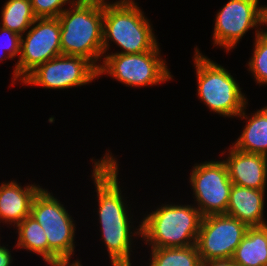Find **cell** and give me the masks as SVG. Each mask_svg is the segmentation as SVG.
Returning a JSON list of instances; mask_svg holds the SVG:
<instances>
[{
  "label": "cell",
  "instance_id": "1",
  "mask_svg": "<svg viewBox=\"0 0 267 266\" xmlns=\"http://www.w3.org/2000/svg\"><path fill=\"white\" fill-rule=\"evenodd\" d=\"M117 160L109 150L98 160L92 158L91 178L96 187L101 238L104 239L102 242L109 254L111 266H132L131 245L134 244L133 238H141V224L138 228L132 226L133 215L129 213V204L123 198L118 181Z\"/></svg>",
  "mask_w": 267,
  "mask_h": 266
},
{
  "label": "cell",
  "instance_id": "2",
  "mask_svg": "<svg viewBox=\"0 0 267 266\" xmlns=\"http://www.w3.org/2000/svg\"><path fill=\"white\" fill-rule=\"evenodd\" d=\"M58 19L62 55L86 58L99 69L104 53L103 0H78L66 8Z\"/></svg>",
  "mask_w": 267,
  "mask_h": 266
},
{
  "label": "cell",
  "instance_id": "3",
  "mask_svg": "<svg viewBox=\"0 0 267 266\" xmlns=\"http://www.w3.org/2000/svg\"><path fill=\"white\" fill-rule=\"evenodd\" d=\"M137 4L135 0H116L114 3L103 0L104 53L109 51L112 42L122 49L114 53L160 50L151 22Z\"/></svg>",
  "mask_w": 267,
  "mask_h": 266
},
{
  "label": "cell",
  "instance_id": "4",
  "mask_svg": "<svg viewBox=\"0 0 267 266\" xmlns=\"http://www.w3.org/2000/svg\"><path fill=\"white\" fill-rule=\"evenodd\" d=\"M161 205L140 221L144 244L150 248L196 245L203 218L199 209L194 204Z\"/></svg>",
  "mask_w": 267,
  "mask_h": 266
},
{
  "label": "cell",
  "instance_id": "5",
  "mask_svg": "<svg viewBox=\"0 0 267 266\" xmlns=\"http://www.w3.org/2000/svg\"><path fill=\"white\" fill-rule=\"evenodd\" d=\"M194 53L198 99L214 114L237 117L248 103L237 80L226 68L203 55L198 47Z\"/></svg>",
  "mask_w": 267,
  "mask_h": 266
},
{
  "label": "cell",
  "instance_id": "6",
  "mask_svg": "<svg viewBox=\"0 0 267 266\" xmlns=\"http://www.w3.org/2000/svg\"><path fill=\"white\" fill-rule=\"evenodd\" d=\"M62 202L48 189L35 195L30 216L44 229L48 241V262L70 261L75 250L76 223Z\"/></svg>",
  "mask_w": 267,
  "mask_h": 266
},
{
  "label": "cell",
  "instance_id": "7",
  "mask_svg": "<svg viewBox=\"0 0 267 266\" xmlns=\"http://www.w3.org/2000/svg\"><path fill=\"white\" fill-rule=\"evenodd\" d=\"M161 50L143 53H103V61L98 69V77L109 75L127 87H149L172 80L166 60Z\"/></svg>",
  "mask_w": 267,
  "mask_h": 266
},
{
  "label": "cell",
  "instance_id": "8",
  "mask_svg": "<svg viewBox=\"0 0 267 266\" xmlns=\"http://www.w3.org/2000/svg\"><path fill=\"white\" fill-rule=\"evenodd\" d=\"M23 35L20 56L13 68L12 85L17 81L22 82L37 66L62 55L61 26L58 17L36 18Z\"/></svg>",
  "mask_w": 267,
  "mask_h": 266
},
{
  "label": "cell",
  "instance_id": "9",
  "mask_svg": "<svg viewBox=\"0 0 267 266\" xmlns=\"http://www.w3.org/2000/svg\"><path fill=\"white\" fill-rule=\"evenodd\" d=\"M265 15L266 6L259 5V0H229L215 16L213 46L229 53L249 29L255 28L256 37L264 31L259 26L265 25Z\"/></svg>",
  "mask_w": 267,
  "mask_h": 266
},
{
  "label": "cell",
  "instance_id": "10",
  "mask_svg": "<svg viewBox=\"0 0 267 266\" xmlns=\"http://www.w3.org/2000/svg\"><path fill=\"white\" fill-rule=\"evenodd\" d=\"M189 176L193 199L196 201L194 204L201 215L206 217L226 214L233 183L223 159L197 163Z\"/></svg>",
  "mask_w": 267,
  "mask_h": 266
},
{
  "label": "cell",
  "instance_id": "11",
  "mask_svg": "<svg viewBox=\"0 0 267 266\" xmlns=\"http://www.w3.org/2000/svg\"><path fill=\"white\" fill-rule=\"evenodd\" d=\"M98 78V69L86 58L60 55L37 66L22 83L63 90L87 85Z\"/></svg>",
  "mask_w": 267,
  "mask_h": 266
},
{
  "label": "cell",
  "instance_id": "12",
  "mask_svg": "<svg viewBox=\"0 0 267 266\" xmlns=\"http://www.w3.org/2000/svg\"><path fill=\"white\" fill-rule=\"evenodd\" d=\"M249 227L227 214L202 218L196 246L202 263L232 258Z\"/></svg>",
  "mask_w": 267,
  "mask_h": 266
},
{
  "label": "cell",
  "instance_id": "13",
  "mask_svg": "<svg viewBox=\"0 0 267 266\" xmlns=\"http://www.w3.org/2000/svg\"><path fill=\"white\" fill-rule=\"evenodd\" d=\"M227 151L228 156L223 161L231 182L241 187L266 190L267 156L245 153L232 145Z\"/></svg>",
  "mask_w": 267,
  "mask_h": 266
},
{
  "label": "cell",
  "instance_id": "14",
  "mask_svg": "<svg viewBox=\"0 0 267 266\" xmlns=\"http://www.w3.org/2000/svg\"><path fill=\"white\" fill-rule=\"evenodd\" d=\"M42 188L35 183L22 186L16 180L0 184V221L16 227L30 215L35 195Z\"/></svg>",
  "mask_w": 267,
  "mask_h": 266
},
{
  "label": "cell",
  "instance_id": "15",
  "mask_svg": "<svg viewBox=\"0 0 267 266\" xmlns=\"http://www.w3.org/2000/svg\"><path fill=\"white\" fill-rule=\"evenodd\" d=\"M266 191L234 185L230 191L226 214L238 219L248 227L267 225L264 218Z\"/></svg>",
  "mask_w": 267,
  "mask_h": 266
},
{
  "label": "cell",
  "instance_id": "16",
  "mask_svg": "<svg viewBox=\"0 0 267 266\" xmlns=\"http://www.w3.org/2000/svg\"><path fill=\"white\" fill-rule=\"evenodd\" d=\"M237 116L241 120L246 119V125L238 139L232 146L245 153H253L267 156V106L258 109L255 113L247 115L246 109Z\"/></svg>",
  "mask_w": 267,
  "mask_h": 266
},
{
  "label": "cell",
  "instance_id": "17",
  "mask_svg": "<svg viewBox=\"0 0 267 266\" xmlns=\"http://www.w3.org/2000/svg\"><path fill=\"white\" fill-rule=\"evenodd\" d=\"M231 259L237 266H267V225L249 227Z\"/></svg>",
  "mask_w": 267,
  "mask_h": 266
},
{
  "label": "cell",
  "instance_id": "18",
  "mask_svg": "<svg viewBox=\"0 0 267 266\" xmlns=\"http://www.w3.org/2000/svg\"><path fill=\"white\" fill-rule=\"evenodd\" d=\"M15 228L17 229L18 238L14 247L37 254L47 263L48 241L41 225L29 215Z\"/></svg>",
  "mask_w": 267,
  "mask_h": 266
},
{
  "label": "cell",
  "instance_id": "19",
  "mask_svg": "<svg viewBox=\"0 0 267 266\" xmlns=\"http://www.w3.org/2000/svg\"><path fill=\"white\" fill-rule=\"evenodd\" d=\"M35 19L30 0H7L1 9L0 26L22 36Z\"/></svg>",
  "mask_w": 267,
  "mask_h": 266
},
{
  "label": "cell",
  "instance_id": "20",
  "mask_svg": "<svg viewBox=\"0 0 267 266\" xmlns=\"http://www.w3.org/2000/svg\"><path fill=\"white\" fill-rule=\"evenodd\" d=\"M150 250L149 266H203L196 245Z\"/></svg>",
  "mask_w": 267,
  "mask_h": 266
},
{
  "label": "cell",
  "instance_id": "21",
  "mask_svg": "<svg viewBox=\"0 0 267 266\" xmlns=\"http://www.w3.org/2000/svg\"><path fill=\"white\" fill-rule=\"evenodd\" d=\"M253 53L247 63L248 71L257 84L267 85V29L254 38Z\"/></svg>",
  "mask_w": 267,
  "mask_h": 266
},
{
  "label": "cell",
  "instance_id": "22",
  "mask_svg": "<svg viewBox=\"0 0 267 266\" xmlns=\"http://www.w3.org/2000/svg\"><path fill=\"white\" fill-rule=\"evenodd\" d=\"M36 18H57L65 5H73L78 0H30Z\"/></svg>",
  "mask_w": 267,
  "mask_h": 266
},
{
  "label": "cell",
  "instance_id": "23",
  "mask_svg": "<svg viewBox=\"0 0 267 266\" xmlns=\"http://www.w3.org/2000/svg\"><path fill=\"white\" fill-rule=\"evenodd\" d=\"M20 46L21 35L0 26V62L20 56Z\"/></svg>",
  "mask_w": 267,
  "mask_h": 266
},
{
  "label": "cell",
  "instance_id": "24",
  "mask_svg": "<svg viewBox=\"0 0 267 266\" xmlns=\"http://www.w3.org/2000/svg\"><path fill=\"white\" fill-rule=\"evenodd\" d=\"M8 247L0 244V266H12L13 257Z\"/></svg>",
  "mask_w": 267,
  "mask_h": 266
},
{
  "label": "cell",
  "instance_id": "25",
  "mask_svg": "<svg viewBox=\"0 0 267 266\" xmlns=\"http://www.w3.org/2000/svg\"><path fill=\"white\" fill-rule=\"evenodd\" d=\"M203 266H237L231 258L213 259L203 262Z\"/></svg>",
  "mask_w": 267,
  "mask_h": 266
},
{
  "label": "cell",
  "instance_id": "26",
  "mask_svg": "<svg viewBox=\"0 0 267 266\" xmlns=\"http://www.w3.org/2000/svg\"><path fill=\"white\" fill-rule=\"evenodd\" d=\"M71 261H59V262H47L49 266H83L80 260Z\"/></svg>",
  "mask_w": 267,
  "mask_h": 266
},
{
  "label": "cell",
  "instance_id": "27",
  "mask_svg": "<svg viewBox=\"0 0 267 266\" xmlns=\"http://www.w3.org/2000/svg\"><path fill=\"white\" fill-rule=\"evenodd\" d=\"M265 25L267 26V5H266Z\"/></svg>",
  "mask_w": 267,
  "mask_h": 266
}]
</instances>
